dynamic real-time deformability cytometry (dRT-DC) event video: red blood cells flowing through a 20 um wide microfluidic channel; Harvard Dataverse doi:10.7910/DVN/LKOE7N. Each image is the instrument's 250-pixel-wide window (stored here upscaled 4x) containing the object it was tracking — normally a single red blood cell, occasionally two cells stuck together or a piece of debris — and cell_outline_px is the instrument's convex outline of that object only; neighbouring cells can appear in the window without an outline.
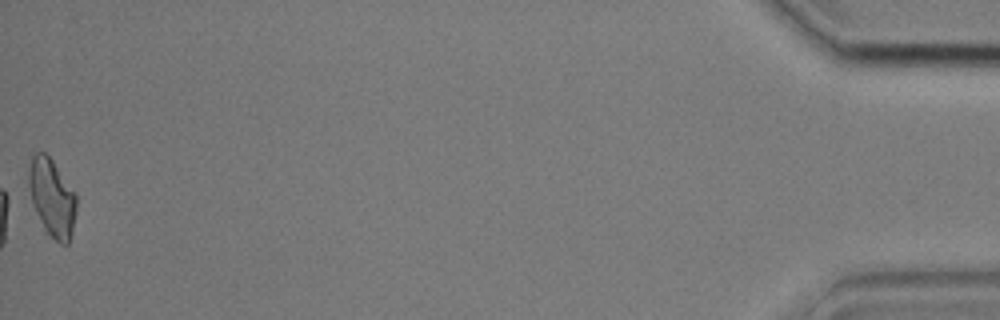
{"species": "common noctule bat (a hibernating species)", "species_latin": "Nyctalus noctula", "temperature_condition": "cold", "stored_images_in_passage": 40, "camera_frame_rate_fps": 3000, "um_per_image_px": 0.085, "animal": {"sex": "male", "body_mass_g": 17.9, "forearm_length_mm": 54.2}, "frame": {"image": 1, "passage_image": 40, "time_ms": 13.0, "image_size_px": [1000, 320], "cell_outline_px": [[76, 212], [72, 232], [68, 244], [60, 244], [44, 232], [32, 204], [28, 184], [28, 172], [32, 156], [36, 152], [44, 152], [52, 160], [76, 192]], "centroid_in_image_um": [4.42, 16.83], "position_along_channel_um": 430.8, "area_um2": 21.91}, "authors_computed_cell_mechanics": {"area_um2": 21.5016, "velocity_mm_per_s": 3.6211, "shape_relaxation_time_tau1_ms": 4.3066, "shape_relaxation_time_tau2_ms": 8.6309, "deformation_change_tau1": 0.1496, "deformation_change_tau2": 0.1916}}